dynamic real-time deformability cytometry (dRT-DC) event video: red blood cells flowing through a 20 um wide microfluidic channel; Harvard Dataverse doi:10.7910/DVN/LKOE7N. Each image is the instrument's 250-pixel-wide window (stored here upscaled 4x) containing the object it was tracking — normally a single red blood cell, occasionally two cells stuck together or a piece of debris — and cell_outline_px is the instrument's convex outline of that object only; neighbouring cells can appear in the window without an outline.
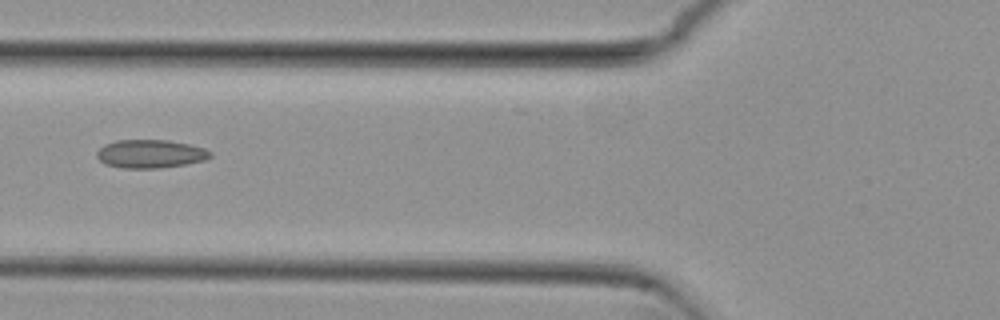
{"species": "common noctule bat (a hibernating species)", "species_latin": "Nyctalus noctula", "temperature_condition": "cold", "stored_images_in_passage": 4, "camera_frame_rate_fps": 3000, "um_per_image_px": 0.085, "animal": {"sex": "female", "body_mass_g": 29.2, "forearm_length_mm": 56.3}, "frame": {"image": 1, "passage_image": 2, "time_ms": 0.333, "image_size_px": [1000, 320], "cell_outline_px": [[212, 156], [204, 160], [184, 164], [160, 168], [124, 168], [104, 164], [96, 156], [96, 152], [104, 144], [116, 140], [168, 140], [188, 144], [204, 148], [212, 152]], "centroid_in_image_um": [12.76, 13.07], "position_along_channel_um": 113.0, "area_um2": 18.73}}